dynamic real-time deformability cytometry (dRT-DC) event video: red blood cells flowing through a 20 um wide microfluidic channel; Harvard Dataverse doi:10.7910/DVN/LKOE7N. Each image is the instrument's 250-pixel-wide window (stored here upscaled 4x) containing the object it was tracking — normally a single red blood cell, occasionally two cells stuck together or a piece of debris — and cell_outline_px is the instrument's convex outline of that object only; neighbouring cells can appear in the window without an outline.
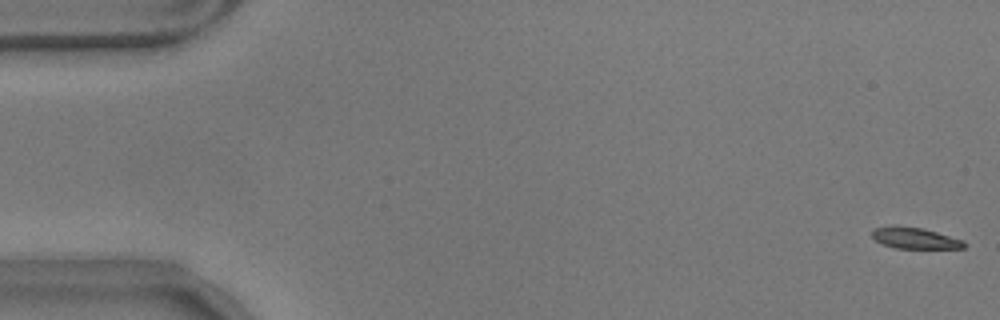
{"species": "common noctule bat (a hibernating species)", "species_latin": "Nyctalus noctula", "temperature_condition": "warm", "stored_images_in_passage": 57, "camera_frame_rate_fps": 3000, "um_per_image_px": 0.085, "animal": {"sex": "male", "body_mass_g": 17.9}, "frame": {"image": 1, "passage_image": 1, "time_ms": 0.0, "image_size_px": [1000, 320], "cell_outline_px": [[968, 244], [964, 248], [896, 248], [884, 244], [876, 240], [872, 236], [872, 228], [892, 224], [896, 224], [924, 228], [964, 240]], "centroid_in_image_um": [77.76, 20.2], "position_along_channel_um": 7.2, "area_um2": 11.68}}
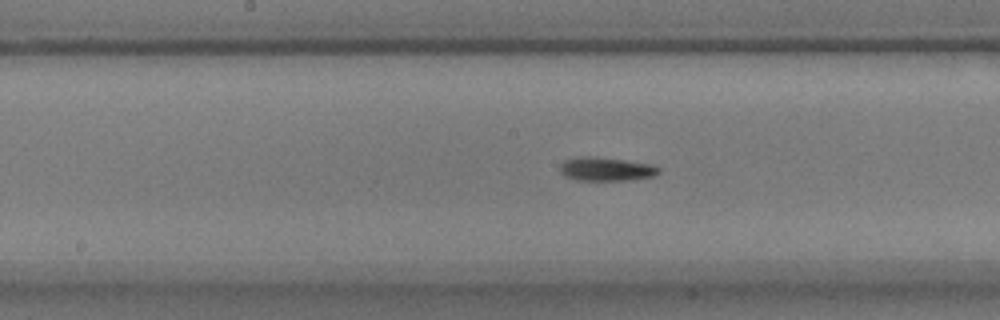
{"frame": {"image": 2, "passage_image": 29, "time_ms": 9.333, "image_size_px": [1000, 320], "cell_outline_px": [[660, 172], [652, 176], [624, 180], [576, 180], [564, 176], [560, 172], [560, 164], [564, 160], [580, 156], [592, 156], [624, 160], [652, 164], [660, 168]], "centroid_in_image_um": [51.47, 14.36], "position_along_channel_um": 196.7, "area_um2": 13.58}}
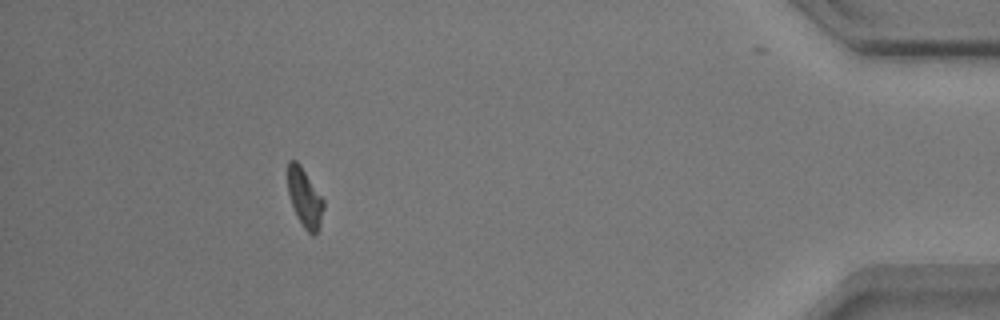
{"frame": {"image": 3, "passage_image": 52, "time_ms": 17.0, "image_size_px": [1000, 320], "cell_outline_px": [[324, 208], [320, 224], [316, 232], [312, 236], [304, 228], [296, 216], [288, 192], [288, 160], [296, 160], [300, 164], [324, 200]], "centroid_in_image_um": [25.9, 16.81], "position_along_channel_um": 409.3, "area_um2": 12.14}, "authors_computed_cell_mechanics": {"area_um2": 12.716, "velocity_mm_per_s": 3.5157, "shape_relaxation_time_tau1_ms": 1.8252, "shape_relaxation_time_tau2_ms": 2.031, "deformation_change_tau1": 0.1593, "deformation_change_tau2": 0.1043}}